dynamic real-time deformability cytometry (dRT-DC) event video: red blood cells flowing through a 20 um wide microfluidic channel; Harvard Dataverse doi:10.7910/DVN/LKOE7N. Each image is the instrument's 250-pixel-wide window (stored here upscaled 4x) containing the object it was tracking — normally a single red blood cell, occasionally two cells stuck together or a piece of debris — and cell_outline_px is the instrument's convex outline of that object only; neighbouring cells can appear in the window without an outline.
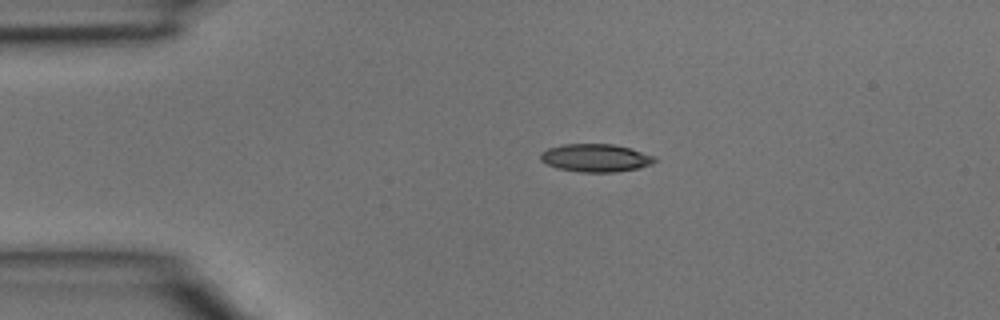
{"species": "common noctule bat (a hibernating species)", "species_latin": "Nyctalus noctula", "temperature_condition": "room temperature", "stored_images_in_passage": 3, "camera_frame_rate_fps": 3000, "um_per_image_px": 0.085, "animal": {"sex": "male", "body_mass_g": 15.6}, "frame": {"image": 1, "passage_image": 2, "time_ms": 0.333, "image_size_px": [1000, 320], "cell_outline_px": [[660, 160], [652, 164], [640, 168], [612, 172], [580, 172], [556, 168], [540, 160], [540, 152], [548, 148], [564, 144], [612, 144], [632, 148], [652, 156]], "centroid_in_image_um": [50.63, 13.42], "position_along_channel_um": 34.4, "area_um2": 18.67}}